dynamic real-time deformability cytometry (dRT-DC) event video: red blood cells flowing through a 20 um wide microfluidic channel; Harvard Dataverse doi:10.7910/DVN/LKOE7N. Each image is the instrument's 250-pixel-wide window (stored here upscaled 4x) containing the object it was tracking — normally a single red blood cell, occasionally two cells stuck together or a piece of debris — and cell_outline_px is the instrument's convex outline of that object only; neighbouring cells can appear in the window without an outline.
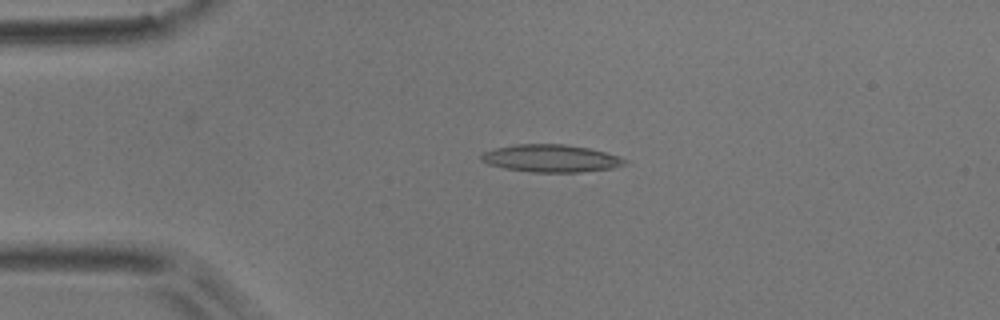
{"species": "common noctule bat (a hibernating species)", "species_latin": "Nyctalus noctula", "temperature_condition": "room temperature", "stored_images_in_passage": 51, "camera_frame_rate_fps": 3000, "um_per_image_px": 0.085, "animal": {"sex": "male", "body_mass_g": 17.9}, "frame": {"image": 1, "passage_image": 11, "time_ms": 3.333, "image_size_px": [1000, 320], "cell_outline_px": [[632, 164], [612, 168], [580, 172], [532, 172], [504, 168], [488, 164], [480, 160], [480, 156], [484, 152], [496, 148], [516, 144], [564, 144], [588, 148], [620, 156], [628, 160]], "centroid_in_image_um": [46.88, 13.46], "position_along_channel_um": 38.1, "area_um2": 23.12}}
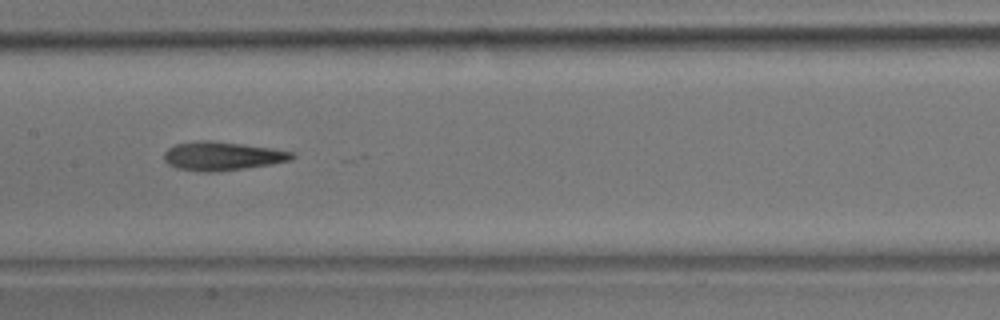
{"frame": {"image": 2, "passage_image": 25, "time_ms": 8.0, "image_size_px": [1000, 320], "cell_outline_px": [[296, 156], [292, 160], [272, 164], [244, 168], [212, 172], [200, 172], [176, 168], [168, 164], [164, 160], [164, 152], [168, 148], [176, 144], [196, 140], [212, 140], [272, 148], [296, 152]], "centroid_in_image_um": [18.9, 13.26], "position_along_channel_um": 188.5, "area_um2": 21.62}}
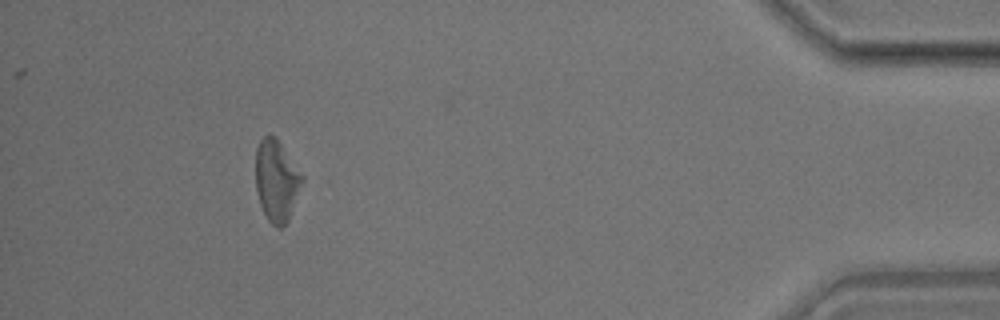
{"frame": {"image": 3, "passage_image": 47, "time_ms": 15.333, "image_size_px": [1000, 320], "cell_outline_px": [[304, 180], [288, 220], [280, 228], [276, 228], [268, 220], [260, 204], [256, 192], [256, 148], [260, 140], [268, 132], [276, 136], [304, 176]], "centroid_in_image_um": [23.5, 15.31], "position_along_channel_um": 411.7, "area_um2": 22.25}, "authors_computed_cell_mechanics": {"area_um2": 21.7328, "velocity_mm_per_s": 3.8725, "shape_relaxation_time_tau1_ms": null, "shape_relaxation_time_tau2_ms": 1.4758, "deformation_change_tau1": null, "deformation_change_tau2": 0.1052}}